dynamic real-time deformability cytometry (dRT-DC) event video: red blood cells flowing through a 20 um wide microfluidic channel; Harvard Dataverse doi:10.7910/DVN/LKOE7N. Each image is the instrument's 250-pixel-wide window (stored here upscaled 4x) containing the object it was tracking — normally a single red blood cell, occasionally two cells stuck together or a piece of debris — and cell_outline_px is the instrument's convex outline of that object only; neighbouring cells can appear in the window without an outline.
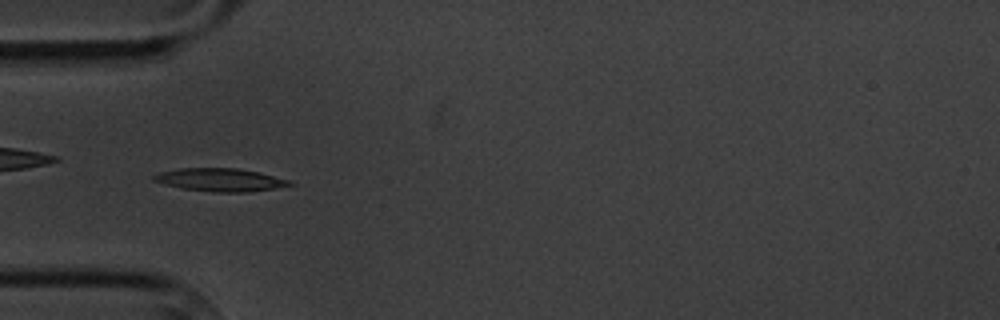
{"species": "common noctule bat (a hibernating species)", "species_latin": "Nyctalus noctula", "temperature_condition": "cold", "stored_images_in_passage": 6, "camera_frame_rate_fps": 3000, "um_per_image_px": 0.085, "animal": {"sex": "male", "body_mass_g": 20.1, "forearm_length_mm": 53.5}, "frame": {"image": 1, "passage_image": 3, "time_ms": 2.333, "image_size_px": [1000, 320], "cell_outline_px": [[296, 184], [248, 192], [212, 192], [180, 188], [164, 184], [152, 180], [152, 176], [160, 172], [180, 168], [236, 168], [256, 172], [288, 180]], "centroid_in_image_um": [18.64, 15.29], "position_along_channel_um": 66.4, "area_um2": 17.98}}
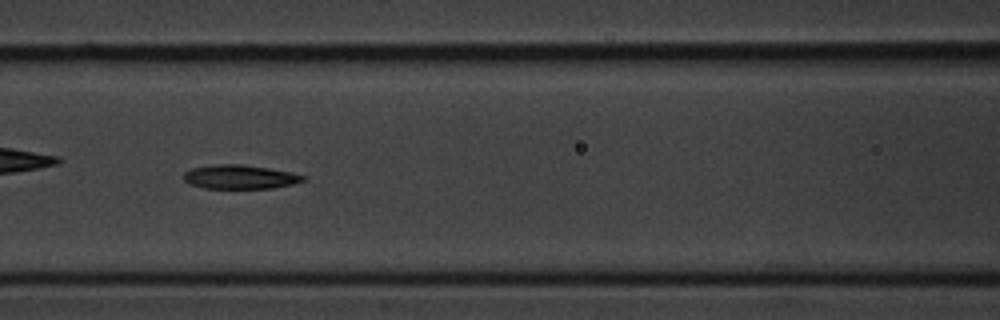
{"frame": {"image": 2, "passage_image": 5, "time_ms": 4.667, "image_size_px": [1000, 320], "cell_outline_px": [[308, 180], [292, 184], [272, 188], [204, 188], [188, 184], [184, 180], [184, 172], [192, 168], [212, 164], [240, 164], [268, 168], [292, 172], [308, 176]], "centroid_in_image_um": [20.42, 15.03], "position_along_channel_um": 146.2, "area_um2": 16.88}}
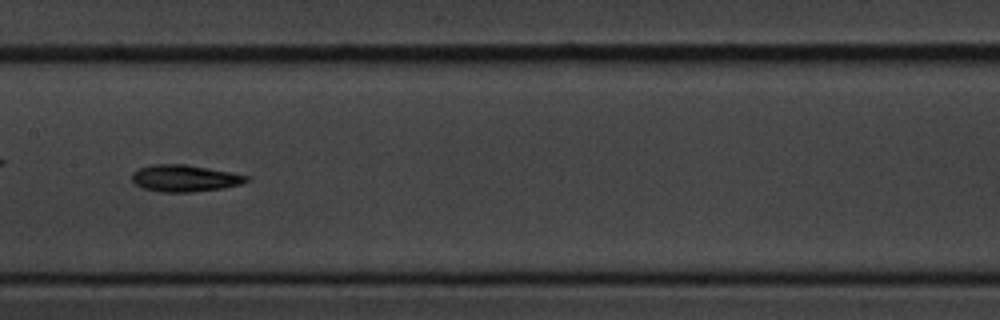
{"frame": {"image": 3, "passage_image": 6, "time_ms": 6.0, "image_size_px": [1000, 320], "cell_outline_px": [[248, 180], [240, 184], [224, 188], [192, 192], [164, 192], [144, 188], [136, 184], [132, 180], [132, 172], [140, 168], [152, 164], [184, 164], [208, 168], [248, 176]], "centroid_in_image_um": [15.67, 15.15], "position_along_channel_um": 191.7, "area_um2": 17.63}}